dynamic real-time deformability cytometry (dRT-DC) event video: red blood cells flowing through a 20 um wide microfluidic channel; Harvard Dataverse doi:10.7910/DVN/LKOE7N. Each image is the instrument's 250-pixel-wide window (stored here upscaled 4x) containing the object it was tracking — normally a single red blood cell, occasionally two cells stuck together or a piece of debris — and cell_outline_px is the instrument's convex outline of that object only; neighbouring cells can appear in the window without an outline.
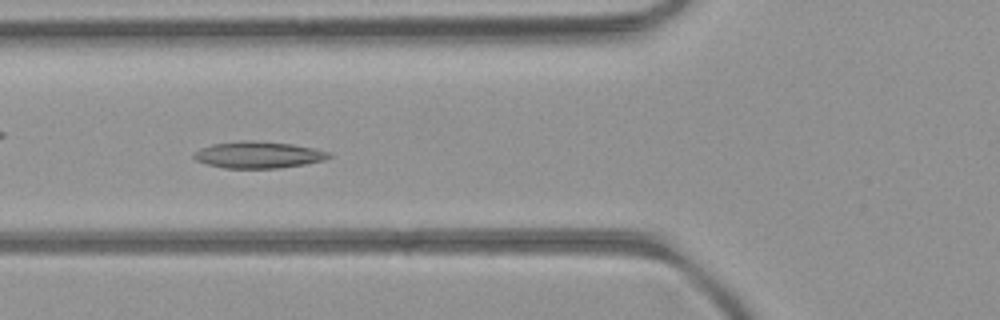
{"species": "common noctule bat (a hibernating species)", "species_latin": "Nyctalus noctula", "temperature_condition": "room temperature", "stored_images_in_passage": 34, "camera_frame_rate_fps": 3000, "um_per_image_px": 0.085, "animal": {"sex": "female", "body_mass_g": 21.9}, "frame": {"image": 1, "passage_image": 11, "time_ms": 3.333, "image_size_px": [1000, 320], "cell_outline_px": [[332, 156], [324, 160], [304, 164], [280, 168], [224, 168], [208, 164], [196, 160], [192, 156], [192, 152], [200, 148], [212, 144], [244, 140], [252, 140], [292, 144], [316, 148], [332, 152]], "centroid_in_image_um": [21.97, 13.15], "position_along_channel_um": 103.8, "area_um2": 21.15}}
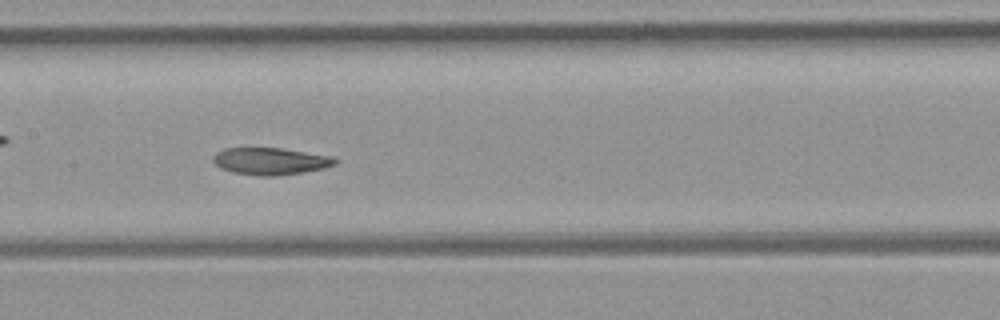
{"frame": {"image": 2, "passage_image": 17, "time_ms": 5.333, "image_size_px": [1000, 320], "cell_outline_px": [[340, 160], [336, 164], [324, 168], [304, 172], [276, 176], [256, 176], [232, 172], [220, 168], [212, 160], [212, 156], [216, 152], [224, 148], [280, 148], [332, 156]], "centroid_in_image_um": [22.99, 13.7], "position_along_channel_um": 184.4, "area_um2": 19.42}}
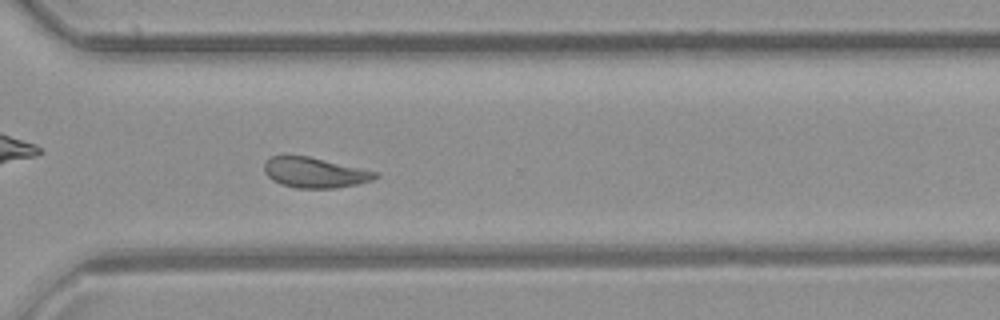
{"frame": {"image": 3, "passage_image": 29, "time_ms": 9.333, "image_size_px": [1000, 320], "cell_outline_px": [[380, 176], [372, 180], [356, 184], [336, 188], [296, 188], [280, 184], [272, 180], [264, 172], [264, 164], [272, 156], [308, 156], [380, 172]], "centroid_in_image_um": [26.78, 14.68], "position_along_channel_um": 343.8, "area_um2": 19.59}, "authors_computed_cell_mechanics": {"area_um2": 19.9121, "velocity_mm_per_s": 4.0016, "shape_relaxation_time_tau1_ms": null, "shape_relaxation_time_tau2_ms": 2.5311, "deformation_change_tau1": null, "deformation_change_tau2": 0.0791}}